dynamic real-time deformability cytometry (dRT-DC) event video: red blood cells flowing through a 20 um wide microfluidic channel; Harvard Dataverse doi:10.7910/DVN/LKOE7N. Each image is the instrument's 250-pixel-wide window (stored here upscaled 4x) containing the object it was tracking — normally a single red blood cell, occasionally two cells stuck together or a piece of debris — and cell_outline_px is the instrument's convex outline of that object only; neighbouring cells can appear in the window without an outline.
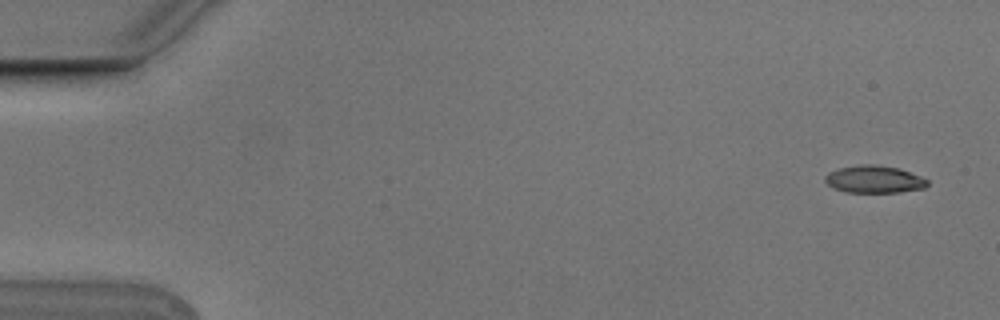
{"species": "Egyptian fruit bat (a non-hibernating species)", "species_latin": "Rousettus aegyptiacus", "temperature_condition": "cold", "stored_images_in_passage": 4, "camera_frame_rate_fps": 3000, "um_per_image_px": 0.085, "animal": {"sex": "male"}, "frame": {"image": 1, "passage_image": 1, "time_ms": 0.0, "image_size_px": [1000, 320], "cell_outline_px": [[928, 184], [924, 188], [900, 192], [844, 192], [832, 188], [824, 180], [824, 176], [828, 172], [840, 168], [860, 164], [876, 164], [900, 168], [920, 176], [928, 180]], "centroid_in_image_um": [74.29, 15.23], "position_along_channel_um": 10.7, "area_um2": 16.47}}